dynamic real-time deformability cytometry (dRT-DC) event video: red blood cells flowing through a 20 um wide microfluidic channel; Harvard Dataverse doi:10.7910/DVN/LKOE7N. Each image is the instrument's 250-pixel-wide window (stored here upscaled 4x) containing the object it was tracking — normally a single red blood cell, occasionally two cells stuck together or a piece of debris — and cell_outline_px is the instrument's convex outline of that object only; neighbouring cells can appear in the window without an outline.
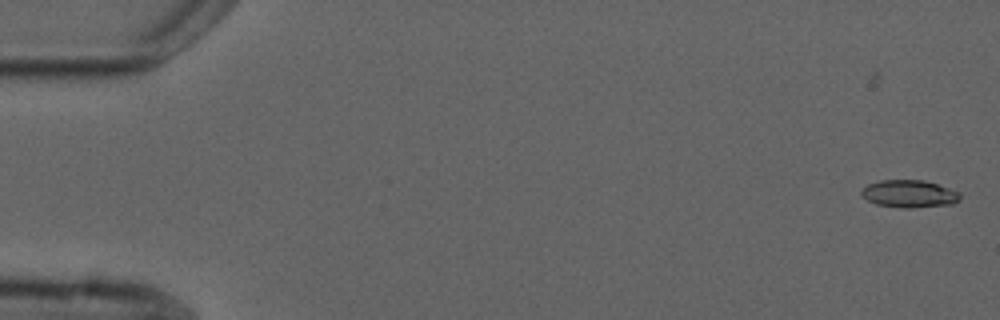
{"species": "common noctule bat (a hibernating species)", "species_latin": "Nyctalus noctula", "temperature_condition": "cold", "stored_images_in_passage": 5, "camera_frame_rate_fps": 3000, "um_per_image_px": 0.085, "animal": {"sex": "male", "forearm_length_mm": 52.5}, "frame": {"image": 1, "passage_image": 1, "time_ms": 0.0, "image_size_px": [1000, 320], "cell_outline_px": [[960, 200], [952, 204], [912, 208], [904, 208], [876, 204], [860, 196], [860, 192], [868, 184], [880, 180], [924, 180], [960, 192]], "centroid_in_image_um": [77.28, 16.47], "position_along_channel_um": 7.7, "area_um2": 15.78}}
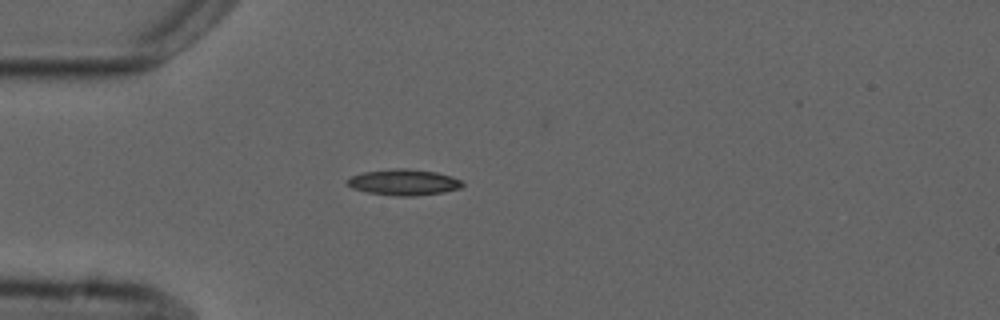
{"frame": {"image": 2, "passage_image": 5, "time_ms": 4.667, "image_size_px": [1000, 320], "cell_outline_px": [[464, 184], [460, 188], [444, 192], [412, 196], [400, 196], [368, 192], [352, 188], [344, 180], [352, 176], [364, 172], [396, 168], [408, 168], [436, 172], [452, 176], [460, 180]], "centroid_in_image_um": [34.32, 15.48], "position_along_channel_um": 50.7, "area_um2": 17.34}}